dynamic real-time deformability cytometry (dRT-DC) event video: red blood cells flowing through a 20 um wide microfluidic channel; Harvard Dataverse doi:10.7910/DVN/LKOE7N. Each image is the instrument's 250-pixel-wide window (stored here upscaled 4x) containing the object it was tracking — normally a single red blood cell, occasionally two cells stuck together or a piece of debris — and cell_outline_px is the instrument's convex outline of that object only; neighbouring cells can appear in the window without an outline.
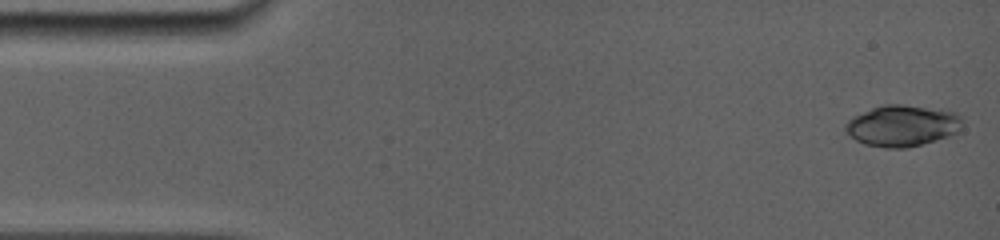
{"species": "common noctule bat (a hibernating species)", "species_latin": "Nyctalus noctula", "temperature_condition": "room temperature", "stored_images_in_passage": 6, "camera_frame_rate_fps": 5000, "um_per_image_px": 0.085, "animal": {"sex": "female", "body_mass_g": 19.0, "forearm_length_mm": 56.7}, "frame": {"image": 1, "passage_image": 1, "time_ms": 0.0, "image_size_px": [1000, 240], "cell_outline_px": [[964, 116], [960, 128], [956, 132], [948, 136], [908, 148], [884, 148], [864, 144], [856, 140], [844, 132], [844, 124], [852, 116], [872, 108], [884, 104], [904, 104], [940, 108], [956, 112]], "centroid_in_image_um": [76.69, 10.67], "position_along_channel_um": 8.3, "area_um2": 28.61}}
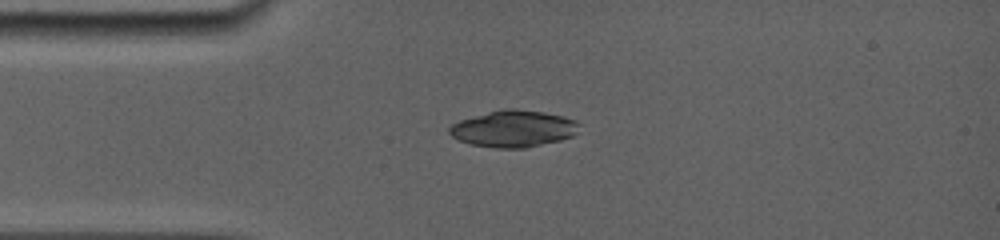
{"frame": {"image": 2, "passage_image": 5, "time_ms": 3.4, "image_size_px": [1000, 240], "cell_outline_px": [[580, 124], [576, 132], [572, 136], [560, 140], [524, 148], [496, 148], [468, 144], [452, 136], [448, 132], [448, 128], [452, 124], [460, 120], [488, 112], [504, 108], [516, 108], [544, 112], [564, 116], [576, 120]], "centroid_in_image_um": [43.64, 10.93], "position_along_channel_um": 41.4, "area_um2": 27.8}}